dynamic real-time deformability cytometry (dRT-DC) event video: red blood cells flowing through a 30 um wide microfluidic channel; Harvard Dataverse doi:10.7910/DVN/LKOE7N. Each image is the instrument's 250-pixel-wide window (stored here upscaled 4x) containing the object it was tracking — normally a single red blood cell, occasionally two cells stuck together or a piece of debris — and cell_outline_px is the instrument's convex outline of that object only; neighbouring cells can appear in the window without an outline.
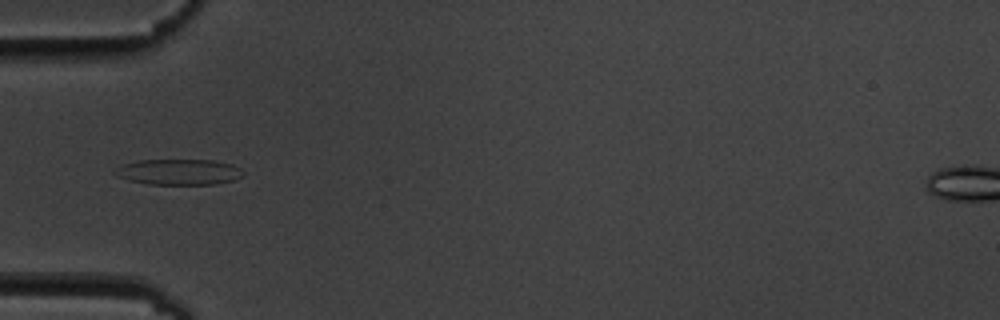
{"species": "common noctule bat (a hibernating species)", "species_latin": "Nyctalus noctula", "temperature_condition": "cold", "stored_images_in_passage": 9, "camera_frame_rate_fps": 3000, "um_per_image_px": 0.085, "animal": {"sex": "male", "body_mass_g": 19.5, "forearm_length_mm": 54.6}, "frame": {"image": 1, "passage_image": 6, "time_ms": 5.667, "image_size_px": [1000, 320], "cell_outline_px": [[244, 176], [236, 180], [216, 184], [148, 184], [128, 180], [116, 176], [112, 172], [116, 168], [124, 164], [140, 160], [212, 160], [232, 164], [240, 168], [244, 172]], "centroid_in_image_um": [15.22, 14.62], "position_along_channel_um": 69.8, "area_um2": 19.36}}
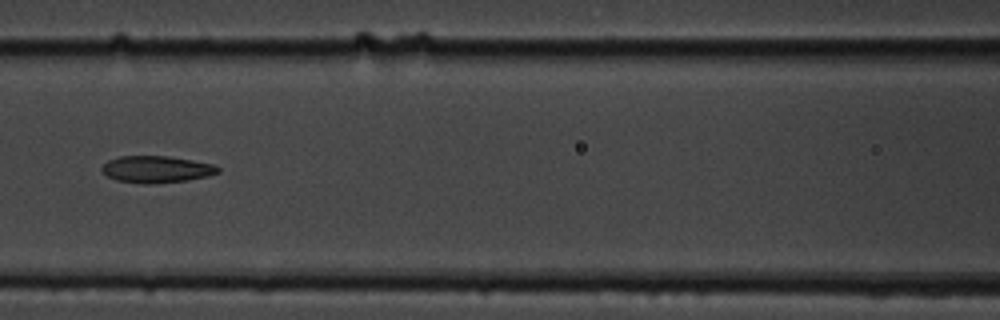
{"frame": {"image": 2, "passage_image": 8, "time_ms": 8.0, "image_size_px": [1000, 320], "cell_outline_px": [[220, 172], [208, 176], [188, 180], [152, 184], [144, 184], [116, 180], [108, 176], [100, 168], [108, 160], [120, 156], [168, 156], [216, 164], [220, 168]], "centroid_in_image_um": [13.33, 14.39], "position_along_channel_um": 153.3, "area_um2": 18.26}}
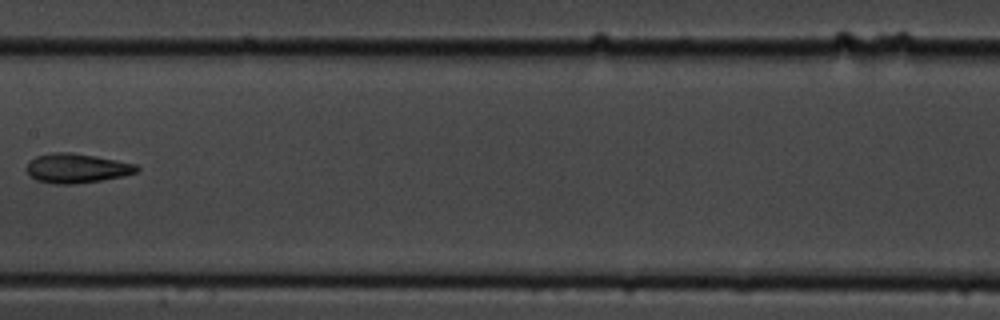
{"frame": {"image": 3, "passage_image": 9, "time_ms": 9.333, "image_size_px": [1000, 320], "cell_outline_px": [[140, 168], [136, 172], [124, 176], [76, 184], [56, 184], [36, 180], [24, 168], [36, 156], [52, 152], [72, 152], [96, 156], [136, 164]], "centroid_in_image_um": [6.52, 14.29], "position_along_channel_um": 200.9, "area_um2": 18.84}}